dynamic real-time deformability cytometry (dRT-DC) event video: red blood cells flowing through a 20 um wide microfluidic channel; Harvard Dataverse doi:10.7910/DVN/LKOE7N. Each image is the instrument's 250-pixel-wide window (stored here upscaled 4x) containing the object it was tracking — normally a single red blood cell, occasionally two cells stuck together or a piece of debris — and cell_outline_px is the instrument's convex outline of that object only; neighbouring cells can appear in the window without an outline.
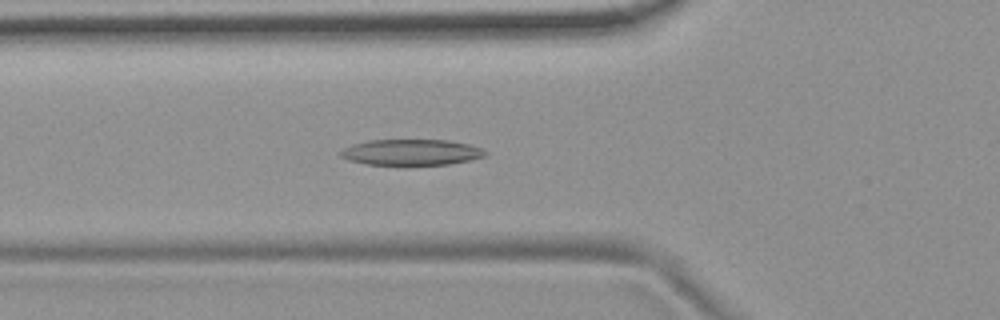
{"species": "common noctule bat (a hibernating species)", "species_latin": "Nyctalus noctula", "temperature_condition": "room temperature", "stored_images_in_passage": 39, "camera_frame_rate_fps": 3000, "um_per_image_px": 0.085, "animal": {"sex": "female", "body_mass_g": 19.9}, "frame": {"image": 1, "passage_image": 10, "time_ms": 3.0, "image_size_px": [1000, 320], "cell_outline_px": [[488, 152], [484, 156], [468, 160], [448, 164], [404, 168], [368, 164], [348, 160], [340, 156], [336, 152], [352, 144], [368, 140], [448, 140], [468, 144], [480, 148]], "centroid_in_image_um": [34.88, 12.98], "position_along_channel_um": 90.9, "area_um2": 22.77}}
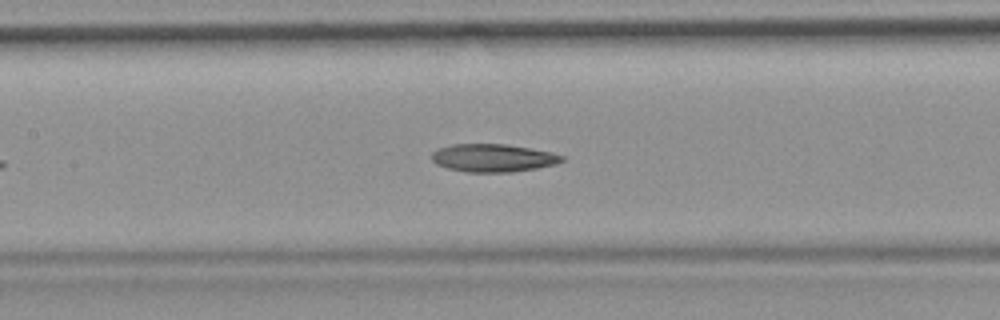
{"frame": {"image": 2, "passage_image": 16, "time_ms": 5.0, "image_size_px": [1000, 320], "cell_outline_px": [[564, 160], [556, 164], [536, 168], [512, 172], [468, 172], [448, 168], [436, 164], [432, 160], [432, 152], [436, 148], [452, 144], [504, 144], [552, 152], [564, 156]], "centroid_in_image_um": [41.89, 13.42], "position_along_channel_um": 165.5, "area_um2": 21.15}}
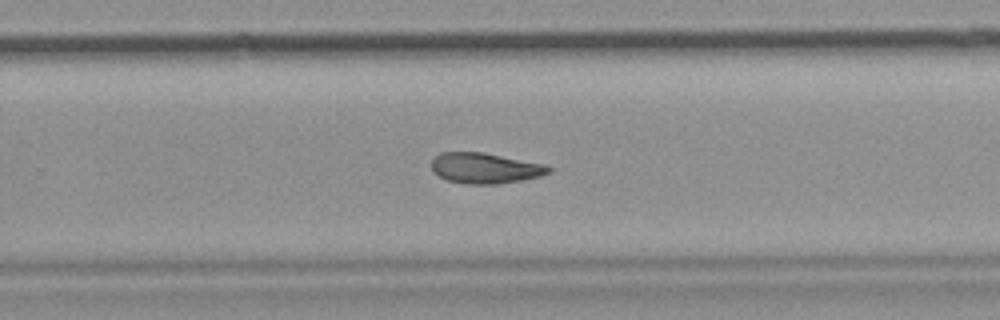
{"frame": {"image": 3, "passage_image": 26, "time_ms": 8.333, "image_size_px": [1000, 320], "cell_outline_px": [[552, 172], [540, 176], [520, 180], [496, 184], [464, 184], [448, 180], [432, 172], [432, 160], [440, 152], [484, 152], [548, 164], [552, 168]], "centroid_in_image_um": [41.27, 14.28], "position_along_channel_um": 288.5, "area_um2": 21.1}, "authors_computed_cell_mechanics": {"area_um2": 21.386, "velocity_mm_per_s": 3.7206, "shape_relaxation_time_tau1_ms": null, "shape_relaxation_time_tau2_ms": 2.6185, "deformation_change_tau1": null, "deformation_change_tau2": 0.0936}}